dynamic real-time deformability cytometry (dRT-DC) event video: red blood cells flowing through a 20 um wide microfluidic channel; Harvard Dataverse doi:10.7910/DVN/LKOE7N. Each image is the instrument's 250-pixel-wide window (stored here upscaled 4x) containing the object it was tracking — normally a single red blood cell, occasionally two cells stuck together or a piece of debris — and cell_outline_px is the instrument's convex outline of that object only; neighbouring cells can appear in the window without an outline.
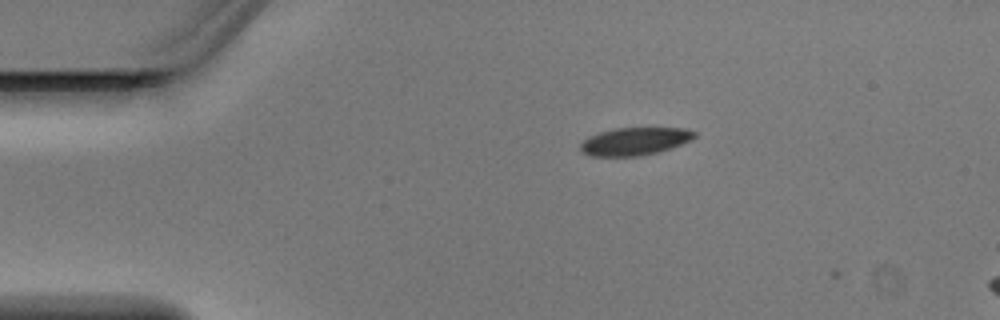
{"species": "Egyptian fruit bat (a non-hibernating species)", "species_latin": "Rousettus aegyptiacus", "temperature_condition": "warm", "stored_images_in_passage": 3, "camera_frame_rate_fps": 3000, "um_per_image_px": 0.085, "animal": {"sex": "male"}, "frame": {"image": 1, "passage_image": 1, "time_ms": 0.0, "image_size_px": [1000, 320], "cell_outline_px": [[696, 136], [692, 140], [656, 152], [640, 156], [592, 156], [584, 152], [580, 148], [580, 144], [588, 136], [600, 132], [616, 128], [684, 128], [696, 132]], "centroid_in_image_um": [53.95, 12.0], "position_along_channel_um": 31.1, "area_um2": 18.21}}